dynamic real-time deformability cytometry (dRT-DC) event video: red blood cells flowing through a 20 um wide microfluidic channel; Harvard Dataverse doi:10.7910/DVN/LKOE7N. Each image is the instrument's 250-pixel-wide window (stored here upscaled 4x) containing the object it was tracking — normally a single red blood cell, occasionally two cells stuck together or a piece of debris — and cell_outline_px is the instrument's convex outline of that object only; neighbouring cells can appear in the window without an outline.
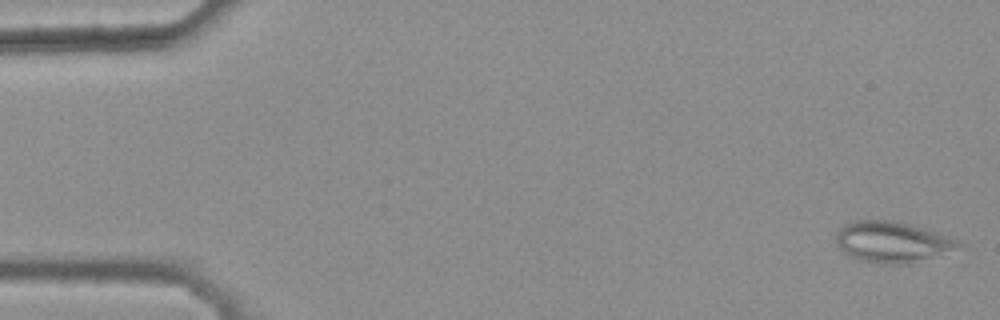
{"species": "common noctule bat (a hibernating species)", "species_latin": "Nyctalus noctula", "temperature_condition": "warm", "stored_images_in_passage": 45, "camera_frame_rate_fps": 3000, "um_per_image_px": 0.085, "animal": {"sex": "female", "body_mass_g": 25.1}, "frame": {"image": 1, "passage_image": 1, "time_ms": 0.0, "image_size_px": [1000, 320], "cell_outline_px": [[960, 244], [952, 248], [912, 264], [880, 264], [860, 260], [844, 252], [836, 244], [836, 232], [844, 224], [856, 220], [888, 220], [908, 224], [960, 240]], "centroid_in_image_um": [75.73, 20.57], "position_along_channel_um": 9.3, "area_um2": 28.5}}
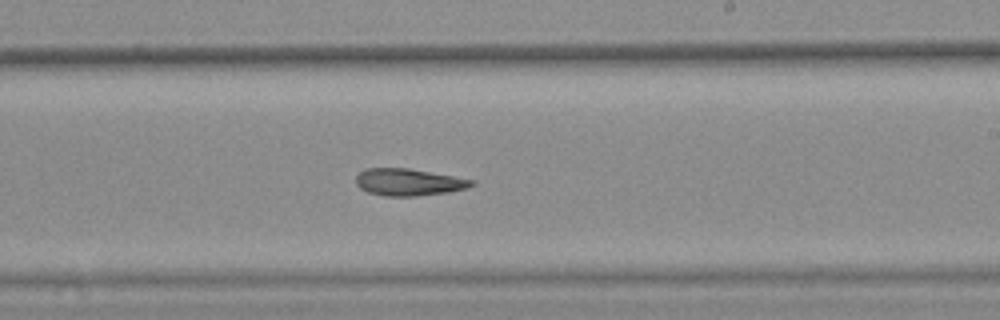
{"frame": {"image": 2, "passage_image": 31, "time_ms": 10.0, "image_size_px": [1000, 320], "cell_outline_px": [[476, 184], [468, 188], [448, 192], [416, 196], [384, 196], [368, 192], [360, 188], [356, 184], [356, 176], [364, 168], [408, 168], [476, 180]], "centroid_in_image_um": [34.75, 15.48], "position_along_channel_um": 254.3, "area_um2": 18.32}}
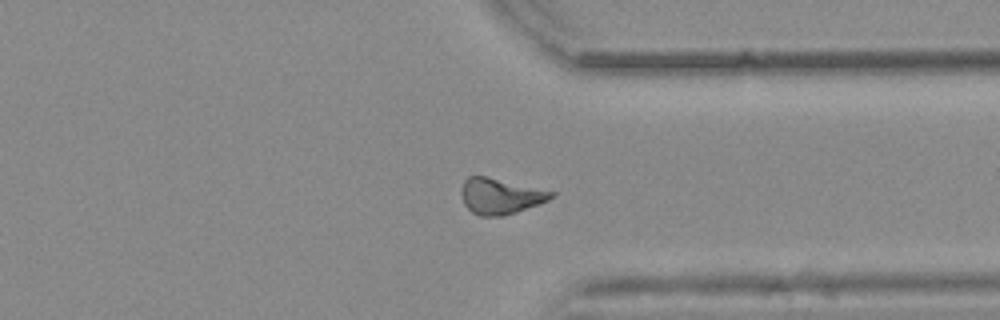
{"frame": {"image": 3, "passage_image": 40, "time_ms": 13.0, "image_size_px": [1000, 320], "cell_outline_px": [[556, 196], [548, 200], [516, 212], [504, 216], [480, 216], [472, 212], [464, 204], [460, 192], [464, 180], [468, 176], [484, 176], [556, 192]], "centroid_in_image_um": [42.51, 16.68], "position_along_channel_um": 368.9, "area_um2": 18.61}, "authors_computed_cell_mechanics": {"area_um2": 19.363, "velocity_mm_per_s": 3.8411, "shape_relaxation_time_tau1_ms": null, "shape_relaxation_time_tau2_ms": 7.5923, "deformation_change_tau1": null, "deformation_change_tau2": 0.1735}}